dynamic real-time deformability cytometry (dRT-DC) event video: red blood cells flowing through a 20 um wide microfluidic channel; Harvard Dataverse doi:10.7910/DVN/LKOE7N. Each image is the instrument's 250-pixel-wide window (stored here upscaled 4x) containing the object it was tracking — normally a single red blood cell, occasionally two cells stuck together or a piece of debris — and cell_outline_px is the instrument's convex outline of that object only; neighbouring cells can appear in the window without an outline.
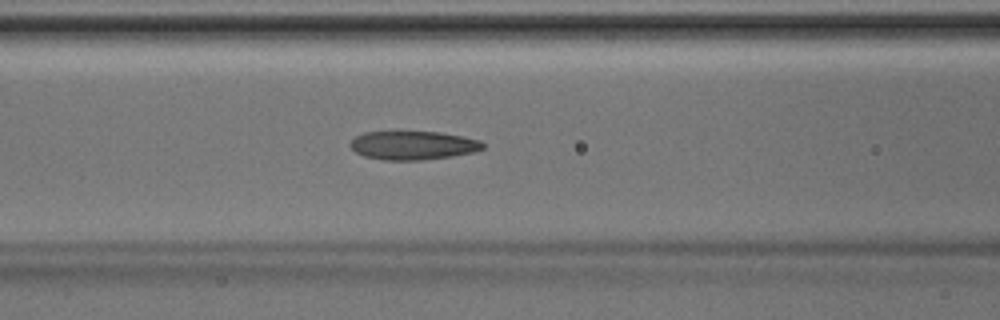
{"species": "Egyptian fruit bat (a non-hibernating species)", "species_latin": "Rousettus aegyptiacus", "temperature_condition": "room temperature", "stored_images_in_passage": 42, "camera_frame_rate_fps": 3000, "um_per_image_px": 0.085, "animal": {"sex": "male"}, "frame": {"image": 1, "passage_image": 15, "time_ms": 4.667, "image_size_px": [1000, 320], "cell_outline_px": [[484, 148], [472, 152], [452, 156], [420, 160], [384, 160], [364, 156], [356, 152], [348, 144], [356, 136], [364, 132], [440, 132], [464, 136], [480, 140], [484, 144]], "centroid_in_image_um": [35.11, 12.35], "position_along_channel_um": 131.5, "area_um2": 22.08}}
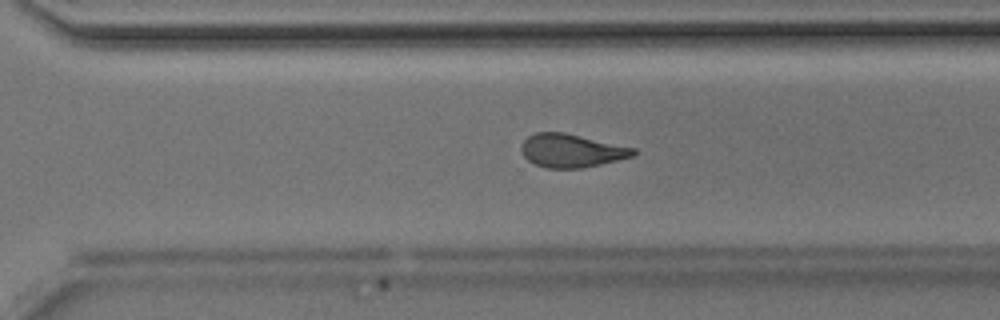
{"frame": {"image": 2, "passage_image": 28, "time_ms": 9.0, "image_size_px": [1000, 320], "cell_outline_px": [[636, 156], [600, 164], [580, 168], [544, 168], [528, 160], [524, 156], [520, 148], [524, 140], [528, 136], [536, 132], [564, 132], [636, 148]], "centroid_in_image_um": [48.59, 12.8], "position_along_channel_um": 322.0, "area_um2": 21.79}}
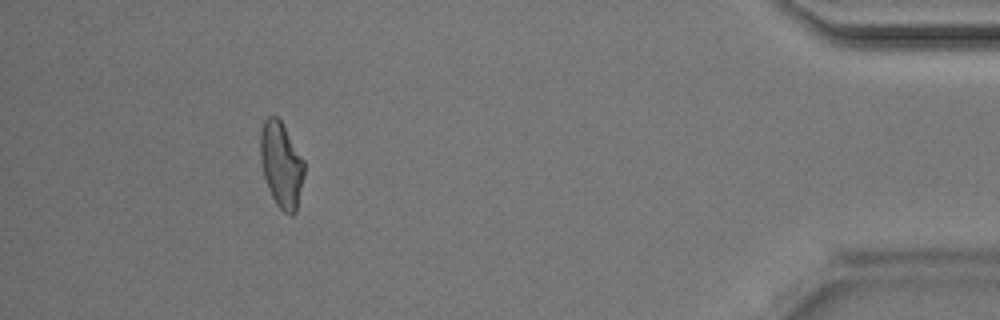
{"frame": {"image": 3, "passage_image": 38, "time_ms": 12.333, "image_size_px": [1000, 320], "cell_outline_px": [[304, 176], [296, 212], [292, 216], [288, 216], [276, 204], [268, 188], [264, 176], [260, 156], [260, 132], [264, 120], [268, 116], [276, 116], [280, 120], [304, 160]], "centroid_in_image_um": [23.91, 14.03], "position_along_channel_um": 411.3, "area_um2": 21.79}}